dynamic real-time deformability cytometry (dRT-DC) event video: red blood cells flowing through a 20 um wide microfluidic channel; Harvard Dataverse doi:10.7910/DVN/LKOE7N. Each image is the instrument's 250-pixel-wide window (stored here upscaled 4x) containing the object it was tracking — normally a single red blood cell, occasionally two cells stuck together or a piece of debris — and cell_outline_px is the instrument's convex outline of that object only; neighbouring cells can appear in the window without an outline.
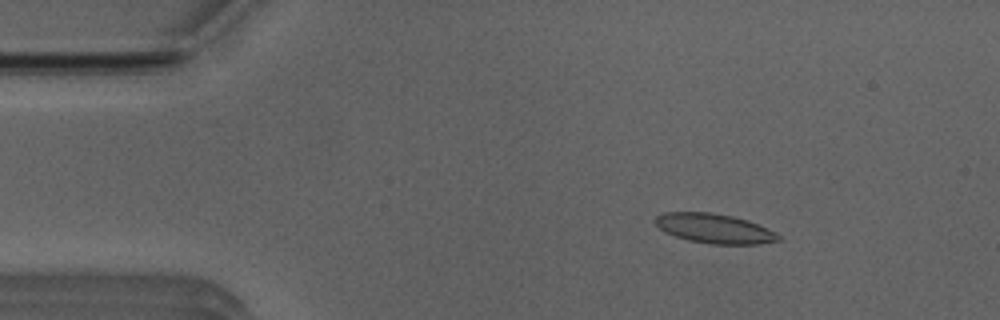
{"species": "Egyptian fruit bat (a non-hibernating species)", "species_latin": "Rousettus aegyptiacus", "temperature_condition": "room temperature", "stored_images_in_passage": 47, "camera_frame_rate_fps": 3000, "um_per_image_px": 0.085, "animal": {"sex": "male"}, "frame": {"image": 1, "passage_image": 3, "time_ms": 0.667, "image_size_px": [1000, 320], "cell_outline_px": [[784, 240], [756, 244], [712, 244], [688, 240], [664, 232], [652, 220], [656, 216], [664, 212], [712, 212], [732, 216], [748, 220], [776, 232]], "centroid_in_image_um": [60.73, 19.42], "position_along_channel_um": 24.3, "area_um2": 21.33}}
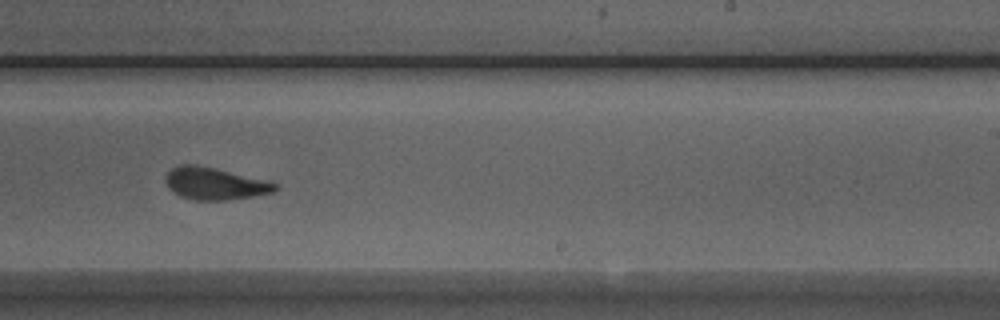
{"frame": {"image": 2, "passage_image": 27, "time_ms": 8.667, "image_size_px": [1000, 320], "cell_outline_px": [[280, 188], [272, 192], [252, 196], [228, 200], [196, 200], [180, 196], [172, 192], [168, 188], [164, 180], [164, 176], [172, 168], [180, 164], [192, 164], [216, 168], [268, 180], [280, 184]], "centroid_in_image_um": [18.26, 15.6], "position_along_channel_um": 270.7, "area_um2": 20.81}}
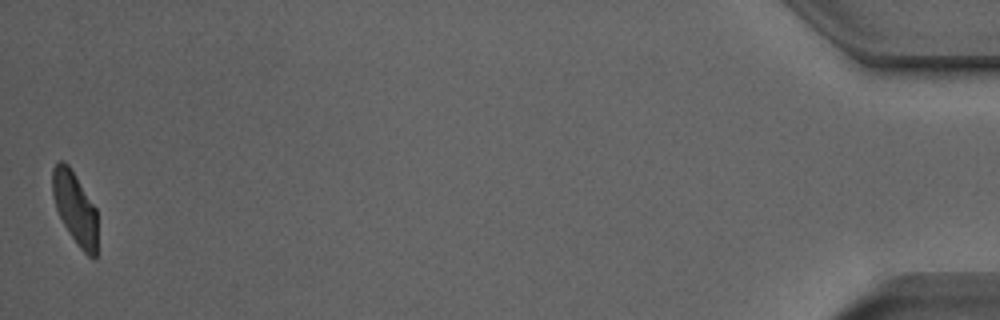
{"frame": {"image": 3, "passage_image": 47, "time_ms": 15.333, "image_size_px": [1000, 320], "cell_outline_px": [[96, 260], [92, 260], [80, 248], [64, 224], [56, 208], [52, 192], [52, 168], [60, 160], [64, 160], [68, 164], [96, 208]], "centroid_in_image_um": [6.37, 17.67], "position_along_channel_um": 428.8, "area_um2": 18.67}, "authors_computed_cell_mechanics": {"area_um2": 21.0392, "velocity_mm_per_s": 3.8926, "shape_relaxation_time_tau1_ms": 4.6581, "shape_relaxation_time_tau2_ms": 1.6047, "deformation_change_tau1": 0.1356, "deformation_change_tau2": 0.0894}}